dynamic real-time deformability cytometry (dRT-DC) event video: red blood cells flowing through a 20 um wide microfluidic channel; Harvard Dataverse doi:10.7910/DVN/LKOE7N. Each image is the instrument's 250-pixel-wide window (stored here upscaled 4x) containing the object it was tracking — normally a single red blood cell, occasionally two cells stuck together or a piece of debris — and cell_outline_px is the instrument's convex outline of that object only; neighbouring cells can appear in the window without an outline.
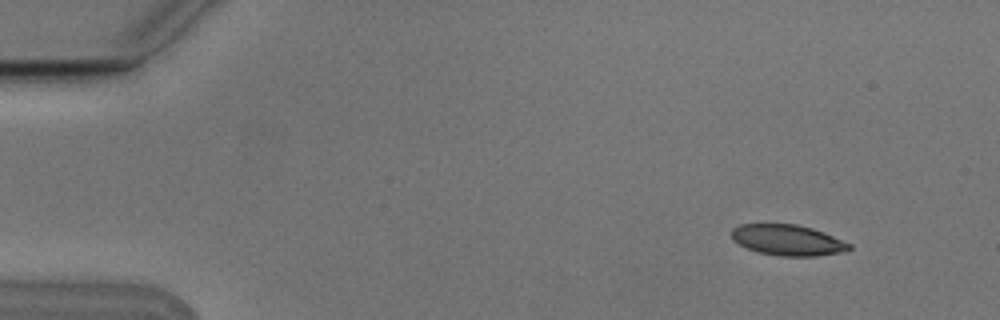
{"species": "Egyptian fruit bat (a non-hibernating species)", "species_latin": "Rousettus aegyptiacus", "temperature_condition": "cold", "stored_images_in_passage": 6, "camera_frame_rate_fps": 3000, "um_per_image_px": 0.085, "animal": {"sex": "male"}, "frame": {"image": 1, "passage_image": 2, "time_ms": 0.333, "image_size_px": [1000, 320], "cell_outline_px": [[852, 248], [840, 252], [816, 256], [780, 256], [760, 252], [748, 248], [732, 240], [732, 228], [740, 224], [796, 224], [812, 228], [824, 232], [852, 244]], "centroid_in_image_um": [66.96, 20.4], "position_along_channel_um": 18.0, "area_um2": 20.98}}
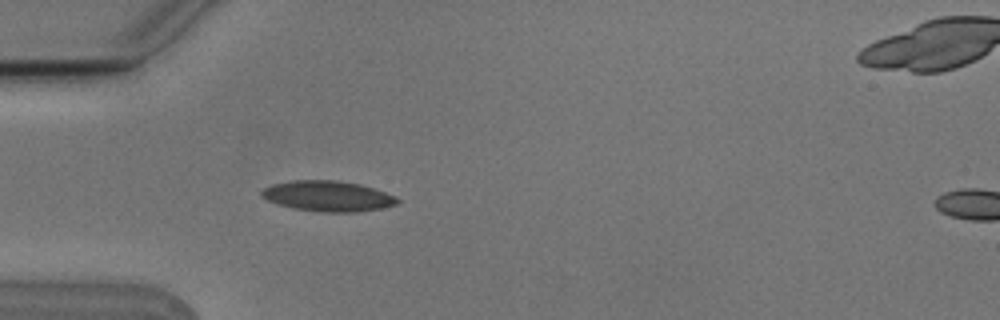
{"frame": {"image": 2, "passage_image": 5, "time_ms": 1.333, "image_size_px": [1000, 320], "cell_outline_px": [[400, 200], [396, 204], [380, 208], [356, 212], [324, 212], [292, 208], [276, 204], [260, 196], [260, 192], [264, 188], [272, 184], [292, 180], [336, 180], [360, 184], [396, 196]], "centroid_in_image_um": [27.83, 16.66], "position_along_channel_um": 57.2, "area_um2": 24.1}}